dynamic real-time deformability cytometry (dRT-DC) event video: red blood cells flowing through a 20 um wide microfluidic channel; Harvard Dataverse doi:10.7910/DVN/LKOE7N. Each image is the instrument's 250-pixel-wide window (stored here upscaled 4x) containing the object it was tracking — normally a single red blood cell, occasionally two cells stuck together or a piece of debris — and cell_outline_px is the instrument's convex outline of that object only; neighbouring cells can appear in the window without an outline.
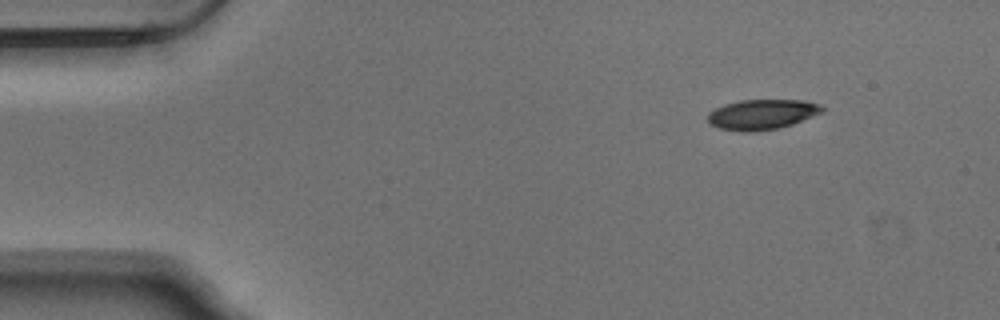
{"species": "Egyptian fruit bat (a non-hibernating species)", "species_latin": "Rousettus aegyptiacus", "temperature_condition": "warm", "stored_images_in_passage": 48, "camera_frame_rate_fps": 3000, "um_per_image_px": 0.085, "animal": {"sex": "male"}, "frame": {"image": 1, "passage_image": 1, "time_ms": 0.0, "image_size_px": [1000, 320], "cell_outline_px": [[824, 112], [792, 124], [776, 128], [752, 132], [744, 132], [720, 128], [708, 124], [708, 112], [724, 104], [740, 100], [804, 100], [820, 104], [824, 108]], "centroid_in_image_um": [64.77, 9.72], "position_along_channel_um": 20.2, "area_um2": 20.11}}
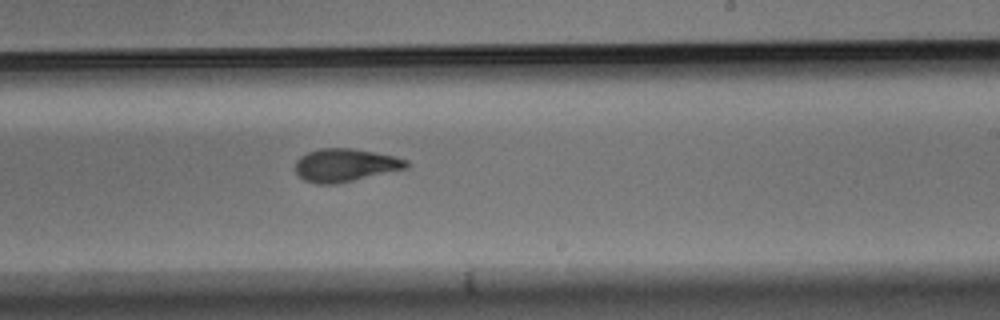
{"frame": {"image": 2, "passage_image": 27, "time_ms": 8.667, "image_size_px": [1000, 320], "cell_outline_px": [[412, 164], [408, 168], [336, 184], [316, 184], [304, 180], [296, 172], [296, 160], [300, 156], [308, 152], [320, 148], [352, 148], [376, 152], [396, 156], [408, 160]], "centroid_in_image_um": [29.39, 14.03], "position_along_channel_um": 259.6, "area_um2": 21.56}}
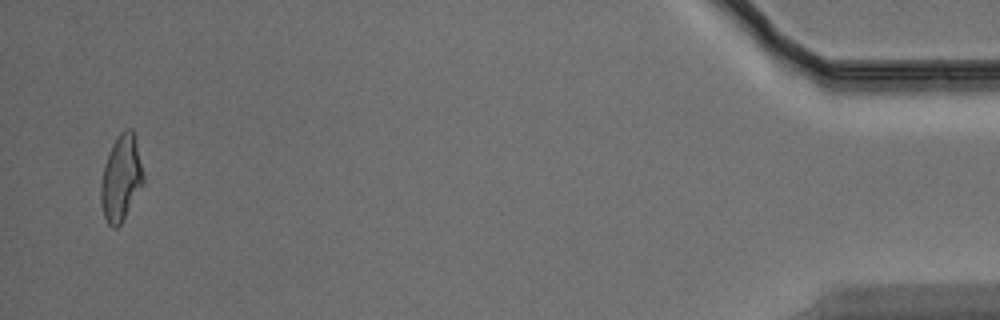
{"frame": {"image": 3, "passage_image": 47, "time_ms": 15.333, "image_size_px": [1000, 320], "cell_outline_px": [[144, 184], [124, 220], [116, 228], [112, 228], [108, 224], [104, 216], [100, 204], [100, 184], [104, 164], [112, 144], [116, 136], [124, 128], [132, 128], [136, 136], [144, 176]], "centroid_in_image_um": [10.3, 15.13], "position_along_channel_um": 424.9, "area_um2": 21.85}, "authors_computed_cell_mechanics": {"area_um2": 21.2993, "velocity_mm_per_s": 3.7493, "shape_relaxation_time_tau1_ms": 5.2747, "shape_relaxation_time_tau2_ms": 2.2199, "deformation_change_tau1": 0.17, "deformation_change_tau2": 0.0869}}